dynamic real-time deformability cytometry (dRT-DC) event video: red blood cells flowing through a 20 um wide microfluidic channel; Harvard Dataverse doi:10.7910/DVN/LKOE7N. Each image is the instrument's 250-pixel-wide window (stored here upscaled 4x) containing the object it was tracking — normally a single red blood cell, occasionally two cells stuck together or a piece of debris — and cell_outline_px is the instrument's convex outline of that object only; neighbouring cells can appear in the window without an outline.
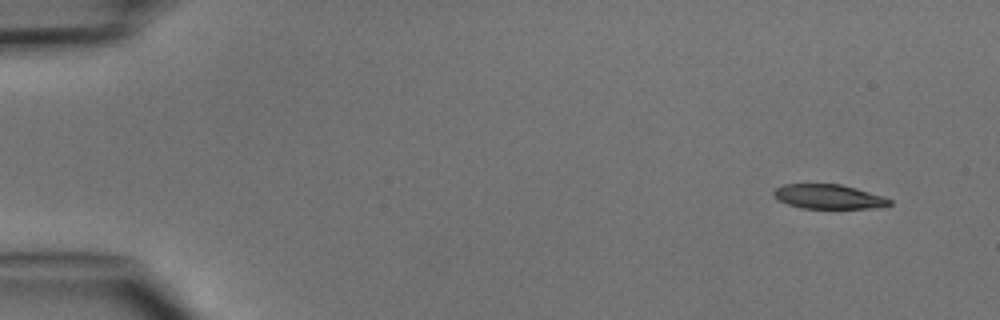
{"species": "common noctule bat (a hibernating species)", "species_latin": "Nyctalus noctula", "temperature_condition": "cold", "stored_images_in_passage": 5, "segment_of_instrument_passage": [1, 2], "camera_frame_rate_fps": 3000, "um_per_image_px": 0.085, "animal": {"sex": "male", "body_mass_g": 15.6}, "frame": {"image": 1, "passage_image": 1, "time_ms": 0.0, "image_size_px": [1000, 320], "cell_outline_px": [[892, 204], [868, 208], [804, 208], [788, 204], [772, 196], [772, 192], [776, 188], [784, 184], [840, 184], [856, 188], [884, 196], [892, 200]], "centroid_in_image_um": [70.42, 16.7], "position_along_channel_um": 14.6, "area_um2": 16.36}}
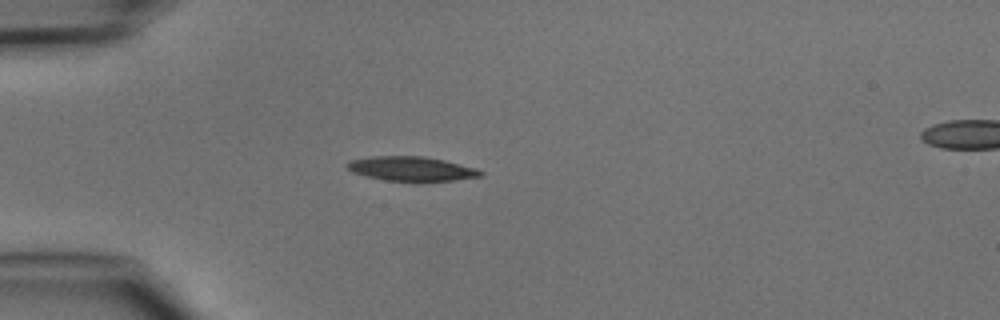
{"frame": {"image": 2, "passage_image": 4, "time_ms": 3.333, "image_size_px": [1000, 320], "cell_outline_px": [[484, 172], [480, 176], [452, 180], [420, 184], [384, 180], [352, 172], [344, 164], [348, 160], [368, 156], [424, 156], [444, 160], [476, 168]], "centroid_in_image_um": [34.94, 14.37], "position_along_channel_um": 50.1, "area_um2": 19.65}}